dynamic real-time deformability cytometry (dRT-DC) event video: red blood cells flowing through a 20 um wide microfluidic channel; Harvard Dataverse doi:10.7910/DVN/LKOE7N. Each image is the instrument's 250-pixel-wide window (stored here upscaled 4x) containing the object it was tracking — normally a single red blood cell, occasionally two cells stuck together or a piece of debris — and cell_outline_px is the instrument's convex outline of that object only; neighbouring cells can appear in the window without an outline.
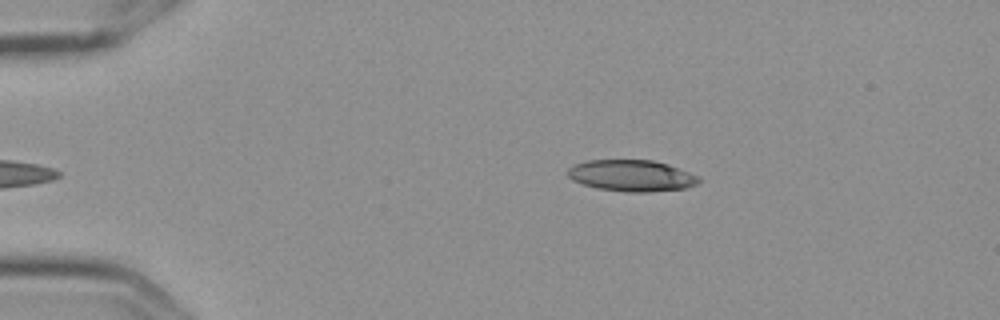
{"species": "Egyptian fruit bat (a non-hibernating species)", "species_latin": "Rousettus aegyptiacus", "temperature_condition": "cold", "stored_images_in_passage": 6, "camera_frame_rate_fps": 3000, "um_per_image_px": 0.085, "frame": {"image": 1, "passage_image": 6, "time_ms": 1.667, "image_size_px": [1000, 320], "cell_outline_px": [[700, 180], [696, 184], [684, 188], [648, 192], [628, 192], [596, 188], [572, 180], [568, 176], [568, 168], [572, 164], [588, 160], [652, 160], [668, 164], [700, 176]], "centroid_in_image_um": [53.67, 14.92], "position_along_channel_um": 31.3, "area_um2": 23.99}}